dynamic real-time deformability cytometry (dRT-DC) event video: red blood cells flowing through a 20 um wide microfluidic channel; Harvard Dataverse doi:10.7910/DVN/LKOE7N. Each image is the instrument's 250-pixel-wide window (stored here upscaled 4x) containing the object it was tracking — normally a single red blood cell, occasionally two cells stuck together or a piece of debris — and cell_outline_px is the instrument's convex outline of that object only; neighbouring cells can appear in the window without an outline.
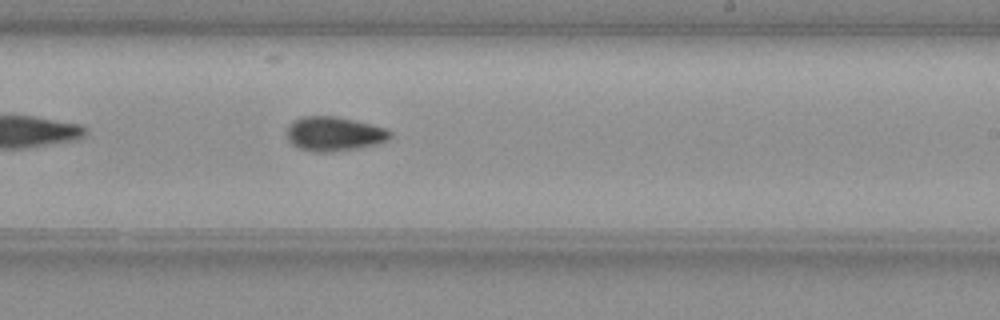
{"species": "common noctule bat (a hibernating species)", "species_latin": "Nyctalus noctula", "temperature_condition": "warm", "stored_images_in_passage": 40, "camera_frame_rate_fps": 3000, "um_per_image_px": 0.085, "animal": {"sex": "female", "body_mass_g": 19.3, "forearm_length_mm": 54.1}, "frame": {"image": 1, "passage_image": 18, "time_ms": 5.667, "image_size_px": [1000, 320], "cell_outline_px": [[392, 136], [388, 140], [380, 144], [360, 148], [332, 152], [312, 152], [300, 148], [292, 144], [288, 140], [288, 128], [296, 120], [304, 116], [336, 116], [372, 124], [388, 128], [392, 132]], "centroid_in_image_um": [28.48, 11.39], "position_along_channel_um": 260.5, "area_um2": 20.81}}
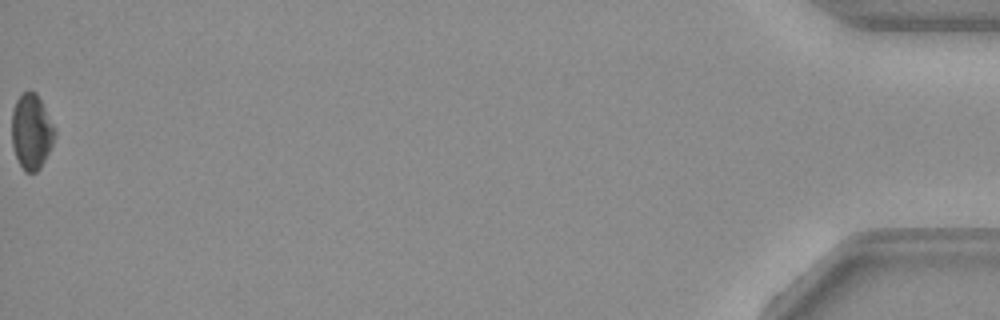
{"frame": {"image": 2, "passage_image": 40, "time_ms": 13.0, "image_size_px": [1000, 320], "cell_outline_px": [[56, 136], [40, 168], [36, 172], [24, 172], [16, 156], [12, 144], [12, 112], [16, 100], [28, 88], [36, 92], [56, 128]], "centroid_in_image_um": [2.68, 11.16], "position_along_channel_um": 432.5, "area_um2": 18.9}, "authors_computed_cell_mechanics": {"area_um2": 19.6231, "velocity_mm_per_s": 3.8266, "shape_relaxation_time_tau1_ms": 6.1787, "shape_relaxation_time_tau2_ms": null, "deformation_change_tau1": 0.0926, "deformation_change_tau2": null}}